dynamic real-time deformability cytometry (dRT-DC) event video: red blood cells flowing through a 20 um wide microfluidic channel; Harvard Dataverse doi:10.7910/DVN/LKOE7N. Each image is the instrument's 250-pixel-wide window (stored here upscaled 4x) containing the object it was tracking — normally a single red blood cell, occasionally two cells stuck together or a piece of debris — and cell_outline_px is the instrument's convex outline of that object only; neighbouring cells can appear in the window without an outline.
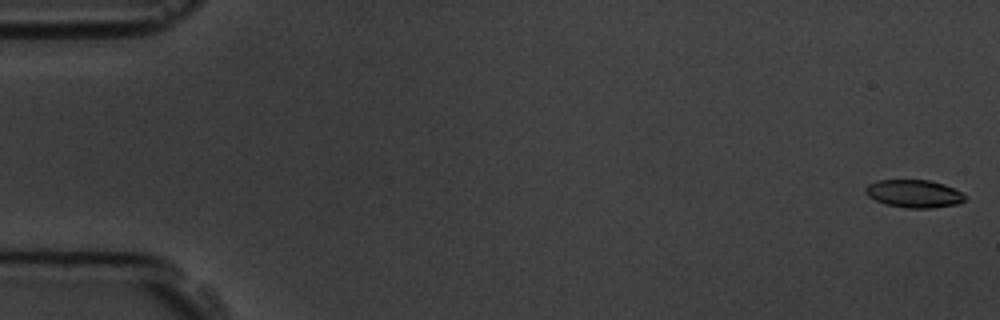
{"species": "common noctule bat (a hibernating species)", "species_latin": "Nyctalus noctula", "temperature_condition": "room temperature", "stored_images_in_passage": 6, "camera_frame_rate_fps": 3000, "um_per_image_px": 0.085, "animal": {"sex": "male", "body_mass_g": 19.5, "forearm_length_mm": 54.6}, "frame": {"image": 1, "passage_image": 1, "time_ms": 0.0, "image_size_px": [1000, 320], "cell_outline_px": [[968, 196], [964, 200], [956, 204], [932, 208], [904, 208], [884, 204], [868, 196], [864, 192], [864, 188], [868, 184], [876, 180], [928, 180], [944, 184]], "centroid_in_image_um": [77.65, 16.46], "position_along_channel_um": 7.4, "area_um2": 16.18}}
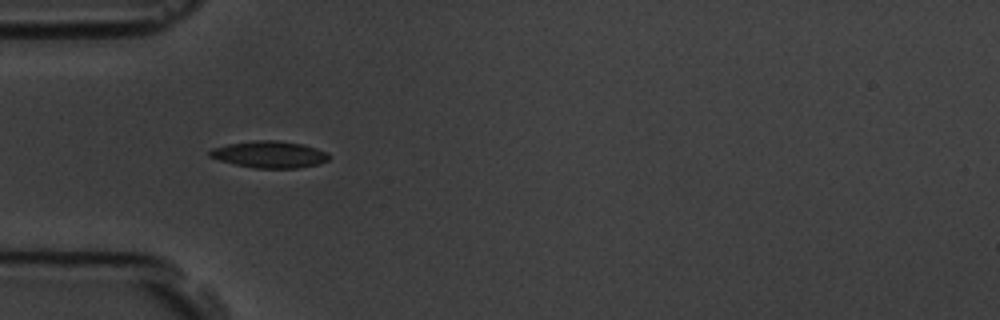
{"frame": {"image": 2, "passage_image": 5, "time_ms": 5.333, "image_size_px": [1000, 320], "cell_outline_px": [[328, 160], [320, 164], [296, 168], [252, 168], [220, 160], [208, 156], [208, 152], [212, 148], [228, 144], [252, 140], [276, 140], [304, 144], [328, 152]], "centroid_in_image_um": [22.91, 13.12], "position_along_channel_um": 62.1, "area_um2": 18.67}}
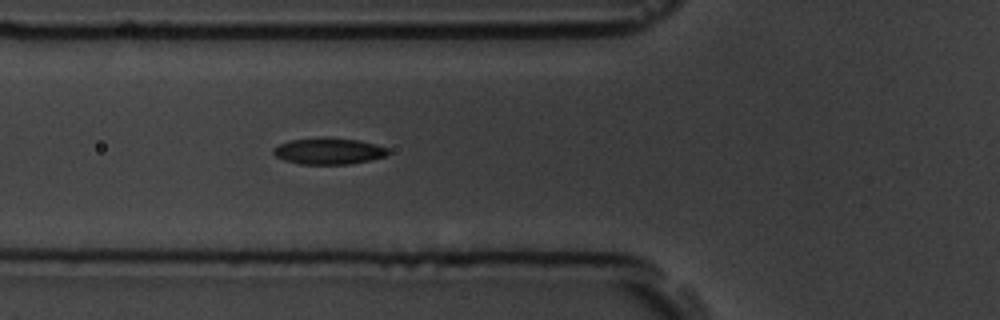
{"frame": {"image": 3, "passage_image": 6, "time_ms": 6.333, "image_size_px": [1000, 320], "cell_outline_px": [[388, 156], [352, 164], [300, 164], [284, 160], [276, 156], [272, 152], [272, 148], [288, 140], [324, 136], [328, 136], [360, 140], [376, 144], [388, 148]], "centroid_in_image_um": [27.94, 12.82], "position_along_channel_um": 97.9, "area_um2": 18.09}}